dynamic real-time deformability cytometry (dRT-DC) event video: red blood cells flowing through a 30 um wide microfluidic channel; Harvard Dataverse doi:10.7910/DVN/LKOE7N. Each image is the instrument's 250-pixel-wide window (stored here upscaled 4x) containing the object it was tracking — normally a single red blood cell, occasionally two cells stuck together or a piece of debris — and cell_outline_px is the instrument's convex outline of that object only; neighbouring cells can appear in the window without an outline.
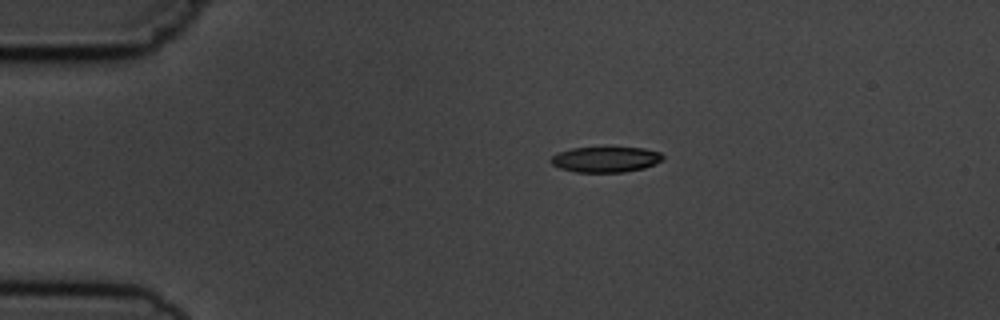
{"species": "common noctule bat (a hibernating species)", "species_latin": "Nyctalus noctula", "temperature_condition": "cold", "stored_images_in_passage": 3, "camera_frame_rate_fps": 3000, "um_per_image_px": 0.085, "animal": {"sex": "male", "body_mass_g": 19.5, "forearm_length_mm": 54.6}, "frame": {"image": 1, "passage_image": 1, "time_ms": 0.0, "image_size_px": [1000, 320], "cell_outline_px": [[664, 160], [656, 164], [644, 168], [624, 172], [576, 172], [560, 168], [552, 164], [552, 156], [556, 152], [572, 148], [644, 148], [660, 152], [664, 156]], "centroid_in_image_um": [51.51, 13.55], "position_along_channel_um": 33.5, "area_um2": 16.65}}
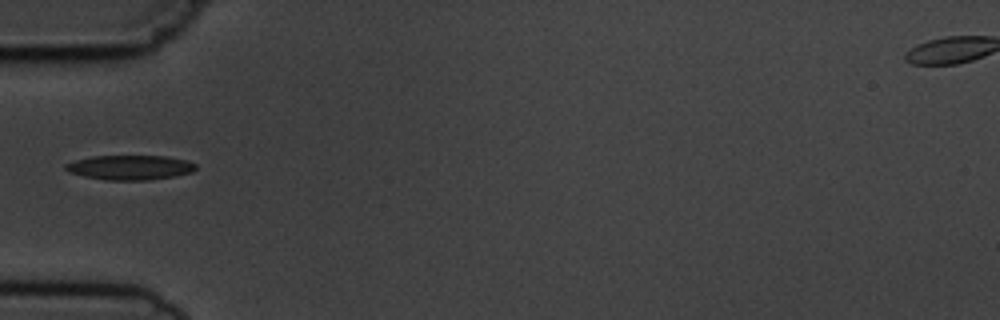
{"frame": {"image": 2, "passage_image": 3, "time_ms": 2.333, "image_size_px": [1000, 320], "cell_outline_px": [[196, 168], [192, 172], [172, 176], [148, 180], [104, 180], [84, 176], [68, 172], [64, 168], [64, 164], [76, 160], [92, 156], [164, 156], [188, 160], [196, 164]], "centroid_in_image_um": [11.03, 14.23], "position_along_channel_um": 74.0, "area_um2": 18.67}}